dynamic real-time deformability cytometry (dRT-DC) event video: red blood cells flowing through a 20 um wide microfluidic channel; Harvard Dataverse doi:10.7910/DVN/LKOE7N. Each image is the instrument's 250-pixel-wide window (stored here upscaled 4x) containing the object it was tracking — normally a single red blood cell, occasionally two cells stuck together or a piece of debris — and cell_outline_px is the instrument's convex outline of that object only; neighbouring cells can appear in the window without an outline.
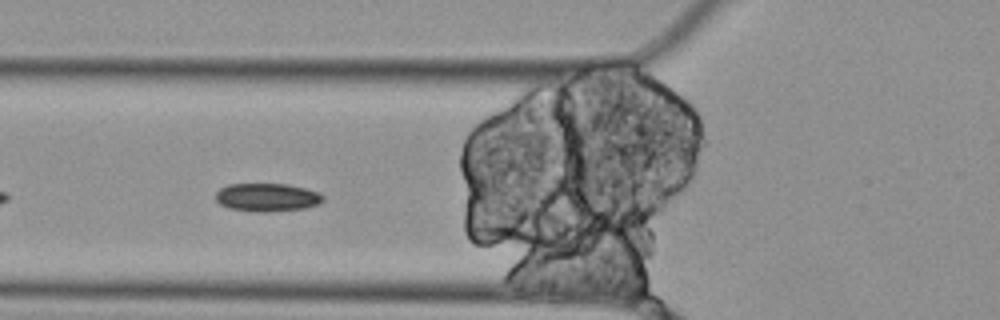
{"species": "Egyptian fruit bat (a non-hibernating species)", "species_latin": "Rousettus aegyptiacus", "temperature_condition": "cold", "stored_images_in_passage": 4, "camera_frame_rate_fps": 3000, "um_per_image_px": 0.085, "animal": {"sex": "female"}, "frame": {"image": 1, "passage_image": 3, "time_ms": 0.667, "image_size_px": [1000, 320], "cell_outline_px": [[324, 200], [320, 204], [304, 208], [268, 212], [260, 212], [228, 208], [220, 204], [216, 200], [216, 192], [220, 188], [228, 184], [288, 184], [320, 192], [324, 196]], "centroid_in_image_um": [22.72, 16.77], "position_along_channel_um": 103.1, "area_um2": 17.74}}
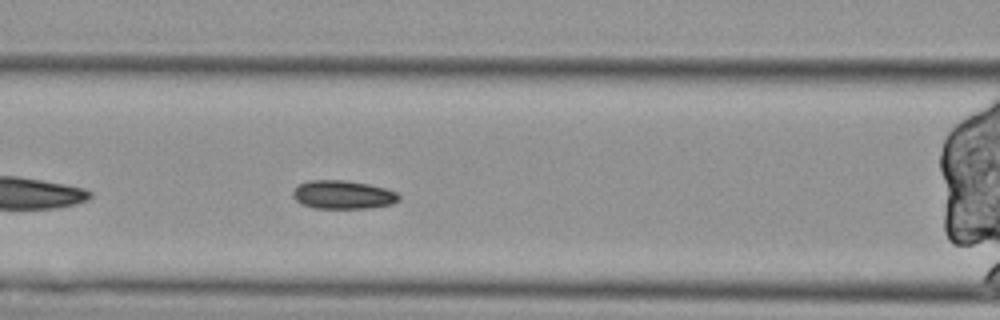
{"frame": {"image": 2, "passage_image": 4, "time_ms": 1.0, "image_size_px": [1000, 320], "cell_outline_px": [[400, 200], [392, 204], [372, 208], [312, 208], [300, 204], [292, 196], [292, 192], [300, 184], [308, 180], [344, 180], [368, 184], [384, 188], [396, 192], [400, 196]], "centroid_in_image_um": [29.14, 16.56], "position_along_channel_um": 137.5, "area_um2": 17.69}}